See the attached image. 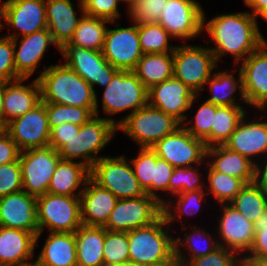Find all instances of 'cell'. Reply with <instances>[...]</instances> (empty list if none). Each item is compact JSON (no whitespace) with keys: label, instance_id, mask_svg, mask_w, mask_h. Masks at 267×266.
<instances>
[{"label":"cell","instance_id":"cell-1","mask_svg":"<svg viewBox=\"0 0 267 266\" xmlns=\"http://www.w3.org/2000/svg\"><path fill=\"white\" fill-rule=\"evenodd\" d=\"M202 31L207 32L215 44L209 47L216 61L231 55L236 66L256 51L265 40L257 30V19L248 11L217 14L207 21L203 12Z\"/></svg>","mask_w":267,"mask_h":266},{"label":"cell","instance_id":"cell-2","mask_svg":"<svg viewBox=\"0 0 267 266\" xmlns=\"http://www.w3.org/2000/svg\"><path fill=\"white\" fill-rule=\"evenodd\" d=\"M44 65L37 80L41 90V101L83 108H95L93 88L74 70L64 65Z\"/></svg>","mask_w":267,"mask_h":266},{"label":"cell","instance_id":"cell-3","mask_svg":"<svg viewBox=\"0 0 267 266\" xmlns=\"http://www.w3.org/2000/svg\"><path fill=\"white\" fill-rule=\"evenodd\" d=\"M171 228L161 215L151 225L128 231L129 261L145 266L173 262L175 236L172 234L176 228Z\"/></svg>","mask_w":267,"mask_h":266},{"label":"cell","instance_id":"cell-4","mask_svg":"<svg viewBox=\"0 0 267 266\" xmlns=\"http://www.w3.org/2000/svg\"><path fill=\"white\" fill-rule=\"evenodd\" d=\"M117 132L114 123L105 117L94 115L80 126L77 135L63 145L58 154L62 160L80 159V163L91 169L95 162L104 157L99 155L100 151L110 144Z\"/></svg>","mask_w":267,"mask_h":266},{"label":"cell","instance_id":"cell-5","mask_svg":"<svg viewBox=\"0 0 267 266\" xmlns=\"http://www.w3.org/2000/svg\"><path fill=\"white\" fill-rule=\"evenodd\" d=\"M102 111L105 118L118 126L127 116L148 104V89L134 71L119 70L102 94ZM118 121L112 115L128 111ZM111 116V117H109Z\"/></svg>","mask_w":267,"mask_h":266},{"label":"cell","instance_id":"cell-6","mask_svg":"<svg viewBox=\"0 0 267 266\" xmlns=\"http://www.w3.org/2000/svg\"><path fill=\"white\" fill-rule=\"evenodd\" d=\"M37 219L39 233L35 237V246L47 229L48 232L75 233L82 225L80 196L46 193L37 197Z\"/></svg>","mask_w":267,"mask_h":266},{"label":"cell","instance_id":"cell-7","mask_svg":"<svg viewBox=\"0 0 267 266\" xmlns=\"http://www.w3.org/2000/svg\"><path fill=\"white\" fill-rule=\"evenodd\" d=\"M218 62L209 47L185 43L173 52V77L182 81L195 94H201L207 80L218 69Z\"/></svg>","mask_w":267,"mask_h":266},{"label":"cell","instance_id":"cell-8","mask_svg":"<svg viewBox=\"0 0 267 266\" xmlns=\"http://www.w3.org/2000/svg\"><path fill=\"white\" fill-rule=\"evenodd\" d=\"M181 124L172 116L149 104L127 116L118 126L140 147L152 148L166 135L172 134Z\"/></svg>","mask_w":267,"mask_h":266},{"label":"cell","instance_id":"cell-9","mask_svg":"<svg viewBox=\"0 0 267 266\" xmlns=\"http://www.w3.org/2000/svg\"><path fill=\"white\" fill-rule=\"evenodd\" d=\"M125 156H104L94 163L90 169V177L118 199L139 198L146 195L129 159Z\"/></svg>","mask_w":267,"mask_h":266},{"label":"cell","instance_id":"cell-10","mask_svg":"<svg viewBox=\"0 0 267 266\" xmlns=\"http://www.w3.org/2000/svg\"><path fill=\"white\" fill-rule=\"evenodd\" d=\"M63 64L79 74L95 94V115L100 116L97 92L94 86L105 88L119 69L113 67L103 56L102 51L85 49L65 43L60 48Z\"/></svg>","mask_w":267,"mask_h":266},{"label":"cell","instance_id":"cell-11","mask_svg":"<svg viewBox=\"0 0 267 266\" xmlns=\"http://www.w3.org/2000/svg\"><path fill=\"white\" fill-rule=\"evenodd\" d=\"M60 160L58 151L50 146L20 151L23 191L36 197L46 194Z\"/></svg>","mask_w":267,"mask_h":266},{"label":"cell","instance_id":"cell-12","mask_svg":"<svg viewBox=\"0 0 267 266\" xmlns=\"http://www.w3.org/2000/svg\"><path fill=\"white\" fill-rule=\"evenodd\" d=\"M161 215L162 204L147 194L139 198L118 199L103 227L110 231L128 232L151 225Z\"/></svg>","mask_w":267,"mask_h":266},{"label":"cell","instance_id":"cell-13","mask_svg":"<svg viewBox=\"0 0 267 266\" xmlns=\"http://www.w3.org/2000/svg\"><path fill=\"white\" fill-rule=\"evenodd\" d=\"M203 12L197 0H167L158 23L174 40H191L203 32Z\"/></svg>","mask_w":267,"mask_h":266},{"label":"cell","instance_id":"cell-14","mask_svg":"<svg viewBox=\"0 0 267 266\" xmlns=\"http://www.w3.org/2000/svg\"><path fill=\"white\" fill-rule=\"evenodd\" d=\"M152 149L159 158L167 161L174 168L206 163L207 147L204 141L194 138L182 125L172 134L159 140Z\"/></svg>","mask_w":267,"mask_h":266},{"label":"cell","instance_id":"cell-15","mask_svg":"<svg viewBox=\"0 0 267 266\" xmlns=\"http://www.w3.org/2000/svg\"><path fill=\"white\" fill-rule=\"evenodd\" d=\"M115 22V28L109 29L108 26L104 46L103 56L115 68L119 70L133 71L143 52L140 47L138 24L121 27L118 21Z\"/></svg>","mask_w":267,"mask_h":266},{"label":"cell","instance_id":"cell-16","mask_svg":"<svg viewBox=\"0 0 267 266\" xmlns=\"http://www.w3.org/2000/svg\"><path fill=\"white\" fill-rule=\"evenodd\" d=\"M195 94L182 81L172 77L148 89V104L172 116L180 124L190 116L186 114L197 101Z\"/></svg>","mask_w":267,"mask_h":266},{"label":"cell","instance_id":"cell-17","mask_svg":"<svg viewBox=\"0 0 267 266\" xmlns=\"http://www.w3.org/2000/svg\"><path fill=\"white\" fill-rule=\"evenodd\" d=\"M5 24L8 25L9 31L10 27L15 29L6 35L12 39L46 29L45 0H12L2 4L1 29Z\"/></svg>","mask_w":267,"mask_h":266},{"label":"cell","instance_id":"cell-18","mask_svg":"<svg viewBox=\"0 0 267 266\" xmlns=\"http://www.w3.org/2000/svg\"><path fill=\"white\" fill-rule=\"evenodd\" d=\"M5 131L20 151L49 146L50 127L45 103L41 101L24 115L12 119Z\"/></svg>","mask_w":267,"mask_h":266},{"label":"cell","instance_id":"cell-19","mask_svg":"<svg viewBox=\"0 0 267 266\" xmlns=\"http://www.w3.org/2000/svg\"><path fill=\"white\" fill-rule=\"evenodd\" d=\"M221 215L216 217L219 246L245 257L252 248L255 229L254 224L229 204H221ZM222 209V210H221ZM244 254V255H243Z\"/></svg>","mask_w":267,"mask_h":266},{"label":"cell","instance_id":"cell-20","mask_svg":"<svg viewBox=\"0 0 267 266\" xmlns=\"http://www.w3.org/2000/svg\"><path fill=\"white\" fill-rule=\"evenodd\" d=\"M246 115L247 113L224 145L256 164L267 157V119L263 113L258 115L259 118L254 116L253 119Z\"/></svg>","mask_w":267,"mask_h":266},{"label":"cell","instance_id":"cell-21","mask_svg":"<svg viewBox=\"0 0 267 266\" xmlns=\"http://www.w3.org/2000/svg\"><path fill=\"white\" fill-rule=\"evenodd\" d=\"M240 63L236 66L241 71L247 106L259 109L267 102V41Z\"/></svg>","mask_w":267,"mask_h":266},{"label":"cell","instance_id":"cell-22","mask_svg":"<svg viewBox=\"0 0 267 266\" xmlns=\"http://www.w3.org/2000/svg\"><path fill=\"white\" fill-rule=\"evenodd\" d=\"M0 226L39 233L37 197L19 191L0 198Z\"/></svg>","mask_w":267,"mask_h":266},{"label":"cell","instance_id":"cell-23","mask_svg":"<svg viewBox=\"0 0 267 266\" xmlns=\"http://www.w3.org/2000/svg\"><path fill=\"white\" fill-rule=\"evenodd\" d=\"M20 39V40H19ZM19 42V43H18ZM14 63L16 73L21 78L29 79L40 66L44 54L49 46H57L49 30L43 29L29 35L13 39Z\"/></svg>","mask_w":267,"mask_h":266},{"label":"cell","instance_id":"cell-24","mask_svg":"<svg viewBox=\"0 0 267 266\" xmlns=\"http://www.w3.org/2000/svg\"><path fill=\"white\" fill-rule=\"evenodd\" d=\"M117 201L114 194L89 177L80 195L82 225L103 227Z\"/></svg>","mask_w":267,"mask_h":266},{"label":"cell","instance_id":"cell-25","mask_svg":"<svg viewBox=\"0 0 267 266\" xmlns=\"http://www.w3.org/2000/svg\"><path fill=\"white\" fill-rule=\"evenodd\" d=\"M78 17L71 0H45L47 29L59 48L68 43L84 13L83 1L78 0Z\"/></svg>","mask_w":267,"mask_h":266},{"label":"cell","instance_id":"cell-26","mask_svg":"<svg viewBox=\"0 0 267 266\" xmlns=\"http://www.w3.org/2000/svg\"><path fill=\"white\" fill-rule=\"evenodd\" d=\"M27 78H21L5 84L4 89V128L12 119L24 115L41 102L40 85L35 78L28 85Z\"/></svg>","mask_w":267,"mask_h":266},{"label":"cell","instance_id":"cell-27","mask_svg":"<svg viewBox=\"0 0 267 266\" xmlns=\"http://www.w3.org/2000/svg\"><path fill=\"white\" fill-rule=\"evenodd\" d=\"M35 235L21 229L0 226V263L22 266L35 257Z\"/></svg>","mask_w":267,"mask_h":266},{"label":"cell","instance_id":"cell-28","mask_svg":"<svg viewBox=\"0 0 267 266\" xmlns=\"http://www.w3.org/2000/svg\"><path fill=\"white\" fill-rule=\"evenodd\" d=\"M206 163L214 171L241 179L245 184L255 182L256 164L224 144L207 147Z\"/></svg>","mask_w":267,"mask_h":266},{"label":"cell","instance_id":"cell-29","mask_svg":"<svg viewBox=\"0 0 267 266\" xmlns=\"http://www.w3.org/2000/svg\"><path fill=\"white\" fill-rule=\"evenodd\" d=\"M89 177L90 169L80 161L61 159L52 175L47 193L80 196Z\"/></svg>","mask_w":267,"mask_h":266},{"label":"cell","instance_id":"cell-30","mask_svg":"<svg viewBox=\"0 0 267 266\" xmlns=\"http://www.w3.org/2000/svg\"><path fill=\"white\" fill-rule=\"evenodd\" d=\"M36 258L43 266H77L75 233L49 232Z\"/></svg>","mask_w":267,"mask_h":266},{"label":"cell","instance_id":"cell-31","mask_svg":"<svg viewBox=\"0 0 267 266\" xmlns=\"http://www.w3.org/2000/svg\"><path fill=\"white\" fill-rule=\"evenodd\" d=\"M238 70L237 71V78L234 76L233 73L234 69L232 71L229 70H223V71H217L215 72L206 82V86L209 87L208 91H210V96L206 100L208 102H211L214 105L217 106H235V107H244V105L247 106L246 100L244 98L243 94V88H242V75L240 69H238L237 66H235ZM208 84V85H207ZM238 100L235 99L234 96L235 93H237ZM244 103L243 106H241V102Z\"/></svg>","mask_w":267,"mask_h":266},{"label":"cell","instance_id":"cell-32","mask_svg":"<svg viewBox=\"0 0 267 266\" xmlns=\"http://www.w3.org/2000/svg\"><path fill=\"white\" fill-rule=\"evenodd\" d=\"M194 226L191 228L192 230L190 229V233L184 231L183 238L179 235L174 238L175 260L179 266H186L191 260L205 256L219 247L217 236L213 237L209 230L207 231L201 226H198L199 228L197 225ZM183 248L186 252L183 251Z\"/></svg>","mask_w":267,"mask_h":266},{"label":"cell","instance_id":"cell-33","mask_svg":"<svg viewBox=\"0 0 267 266\" xmlns=\"http://www.w3.org/2000/svg\"><path fill=\"white\" fill-rule=\"evenodd\" d=\"M77 266H104L105 228L81 225L75 231Z\"/></svg>","mask_w":267,"mask_h":266},{"label":"cell","instance_id":"cell-34","mask_svg":"<svg viewBox=\"0 0 267 266\" xmlns=\"http://www.w3.org/2000/svg\"><path fill=\"white\" fill-rule=\"evenodd\" d=\"M143 85H153L173 77V52L143 54L133 70Z\"/></svg>","mask_w":267,"mask_h":266},{"label":"cell","instance_id":"cell-35","mask_svg":"<svg viewBox=\"0 0 267 266\" xmlns=\"http://www.w3.org/2000/svg\"><path fill=\"white\" fill-rule=\"evenodd\" d=\"M205 190L187 191L184 193H178L172 198H166L165 202L162 204V215L165 217L167 224L173 225L176 220H181V224L184 225L182 218L188 219V216L193 217L194 214L200 209H202L203 201L207 196ZM168 199V200H167ZM174 205V206H173ZM202 205V206H201ZM173 209V211H172ZM185 215V216H184Z\"/></svg>","mask_w":267,"mask_h":266},{"label":"cell","instance_id":"cell-36","mask_svg":"<svg viewBox=\"0 0 267 266\" xmlns=\"http://www.w3.org/2000/svg\"><path fill=\"white\" fill-rule=\"evenodd\" d=\"M110 23L112 24L114 21L84 14L69 43L85 49L102 51L108 28L106 25Z\"/></svg>","mask_w":267,"mask_h":266},{"label":"cell","instance_id":"cell-37","mask_svg":"<svg viewBox=\"0 0 267 266\" xmlns=\"http://www.w3.org/2000/svg\"><path fill=\"white\" fill-rule=\"evenodd\" d=\"M229 205L254 224L267 209V194L255 182L249 183Z\"/></svg>","mask_w":267,"mask_h":266},{"label":"cell","instance_id":"cell-38","mask_svg":"<svg viewBox=\"0 0 267 266\" xmlns=\"http://www.w3.org/2000/svg\"><path fill=\"white\" fill-rule=\"evenodd\" d=\"M205 166L208 167L203 168L207 169L205 180L207 179L208 184L206 185L208 186L205 191L207 195L213 196L219 204H229L246 185L241 179L214 171L207 163Z\"/></svg>","mask_w":267,"mask_h":266},{"label":"cell","instance_id":"cell-39","mask_svg":"<svg viewBox=\"0 0 267 266\" xmlns=\"http://www.w3.org/2000/svg\"><path fill=\"white\" fill-rule=\"evenodd\" d=\"M246 113L245 107L216 105L211 130V146L225 144Z\"/></svg>","mask_w":267,"mask_h":266},{"label":"cell","instance_id":"cell-40","mask_svg":"<svg viewBox=\"0 0 267 266\" xmlns=\"http://www.w3.org/2000/svg\"><path fill=\"white\" fill-rule=\"evenodd\" d=\"M140 47L143 54L174 52L176 45H171L174 38L159 24L138 25Z\"/></svg>","mask_w":267,"mask_h":266},{"label":"cell","instance_id":"cell-41","mask_svg":"<svg viewBox=\"0 0 267 266\" xmlns=\"http://www.w3.org/2000/svg\"><path fill=\"white\" fill-rule=\"evenodd\" d=\"M215 113L216 105L205 100L198 106L197 111L194 112V116L192 115L191 119L187 117L181 125L194 138L203 140L206 147H211V130Z\"/></svg>","mask_w":267,"mask_h":266},{"label":"cell","instance_id":"cell-42","mask_svg":"<svg viewBox=\"0 0 267 266\" xmlns=\"http://www.w3.org/2000/svg\"><path fill=\"white\" fill-rule=\"evenodd\" d=\"M45 110L50 130L63 123L81 126L95 115V108H83L56 103H45Z\"/></svg>","mask_w":267,"mask_h":266},{"label":"cell","instance_id":"cell-43","mask_svg":"<svg viewBox=\"0 0 267 266\" xmlns=\"http://www.w3.org/2000/svg\"><path fill=\"white\" fill-rule=\"evenodd\" d=\"M104 266H118L129 261L128 232L105 229Z\"/></svg>","mask_w":267,"mask_h":266},{"label":"cell","instance_id":"cell-44","mask_svg":"<svg viewBox=\"0 0 267 266\" xmlns=\"http://www.w3.org/2000/svg\"><path fill=\"white\" fill-rule=\"evenodd\" d=\"M199 166L203 167L202 164H199L190 167L175 168L169 180L168 194L174 196L187 191L205 190V182L202 181V176L204 175L202 171L201 173L199 172L201 169Z\"/></svg>","mask_w":267,"mask_h":266},{"label":"cell","instance_id":"cell-45","mask_svg":"<svg viewBox=\"0 0 267 266\" xmlns=\"http://www.w3.org/2000/svg\"><path fill=\"white\" fill-rule=\"evenodd\" d=\"M138 155L130 159L134 174L147 195L152 196L157 154L152 148L140 147Z\"/></svg>","mask_w":267,"mask_h":266},{"label":"cell","instance_id":"cell-46","mask_svg":"<svg viewBox=\"0 0 267 266\" xmlns=\"http://www.w3.org/2000/svg\"><path fill=\"white\" fill-rule=\"evenodd\" d=\"M166 2L167 0H136L127 15L132 23L138 25L158 23Z\"/></svg>","mask_w":267,"mask_h":266},{"label":"cell","instance_id":"cell-47","mask_svg":"<svg viewBox=\"0 0 267 266\" xmlns=\"http://www.w3.org/2000/svg\"><path fill=\"white\" fill-rule=\"evenodd\" d=\"M23 190L19 159L0 165V198Z\"/></svg>","mask_w":267,"mask_h":266},{"label":"cell","instance_id":"cell-48","mask_svg":"<svg viewBox=\"0 0 267 266\" xmlns=\"http://www.w3.org/2000/svg\"><path fill=\"white\" fill-rule=\"evenodd\" d=\"M21 79L16 73L14 63L13 39L4 35L0 37V81L11 82Z\"/></svg>","mask_w":267,"mask_h":266},{"label":"cell","instance_id":"cell-49","mask_svg":"<svg viewBox=\"0 0 267 266\" xmlns=\"http://www.w3.org/2000/svg\"><path fill=\"white\" fill-rule=\"evenodd\" d=\"M174 169L171 164L157 156L154 179L152 180V197L160 204L165 202V198L161 197V194L166 192L164 196H169L166 194H168L169 180Z\"/></svg>","mask_w":267,"mask_h":266},{"label":"cell","instance_id":"cell-50","mask_svg":"<svg viewBox=\"0 0 267 266\" xmlns=\"http://www.w3.org/2000/svg\"><path fill=\"white\" fill-rule=\"evenodd\" d=\"M84 13L88 16L117 21L119 12L118 0H82Z\"/></svg>","mask_w":267,"mask_h":266},{"label":"cell","instance_id":"cell-51","mask_svg":"<svg viewBox=\"0 0 267 266\" xmlns=\"http://www.w3.org/2000/svg\"><path fill=\"white\" fill-rule=\"evenodd\" d=\"M255 238L245 259H267V209L254 223Z\"/></svg>","mask_w":267,"mask_h":266},{"label":"cell","instance_id":"cell-52","mask_svg":"<svg viewBox=\"0 0 267 266\" xmlns=\"http://www.w3.org/2000/svg\"><path fill=\"white\" fill-rule=\"evenodd\" d=\"M240 257L222 246L205 256L191 260L186 266H233Z\"/></svg>","mask_w":267,"mask_h":266},{"label":"cell","instance_id":"cell-53","mask_svg":"<svg viewBox=\"0 0 267 266\" xmlns=\"http://www.w3.org/2000/svg\"><path fill=\"white\" fill-rule=\"evenodd\" d=\"M80 130V126L72 123H63L50 130L49 146L58 151L63 145Z\"/></svg>","mask_w":267,"mask_h":266},{"label":"cell","instance_id":"cell-54","mask_svg":"<svg viewBox=\"0 0 267 266\" xmlns=\"http://www.w3.org/2000/svg\"><path fill=\"white\" fill-rule=\"evenodd\" d=\"M20 150L11 136L4 131L0 134V165L15 162L19 159Z\"/></svg>","mask_w":267,"mask_h":266},{"label":"cell","instance_id":"cell-55","mask_svg":"<svg viewBox=\"0 0 267 266\" xmlns=\"http://www.w3.org/2000/svg\"><path fill=\"white\" fill-rule=\"evenodd\" d=\"M255 183L267 194V157L256 163Z\"/></svg>","mask_w":267,"mask_h":266},{"label":"cell","instance_id":"cell-56","mask_svg":"<svg viewBox=\"0 0 267 266\" xmlns=\"http://www.w3.org/2000/svg\"><path fill=\"white\" fill-rule=\"evenodd\" d=\"M244 4L251 8V13L256 17L263 9L267 7V0H244Z\"/></svg>","mask_w":267,"mask_h":266},{"label":"cell","instance_id":"cell-57","mask_svg":"<svg viewBox=\"0 0 267 266\" xmlns=\"http://www.w3.org/2000/svg\"><path fill=\"white\" fill-rule=\"evenodd\" d=\"M7 82L0 81V124L4 127V89Z\"/></svg>","mask_w":267,"mask_h":266},{"label":"cell","instance_id":"cell-58","mask_svg":"<svg viewBox=\"0 0 267 266\" xmlns=\"http://www.w3.org/2000/svg\"><path fill=\"white\" fill-rule=\"evenodd\" d=\"M258 17H261L263 20H265V22L267 23V7L265 9H263L257 16H256V19H257V30L259 32V35L265 40V37L264 35L262 34V32L260 31V28H259V22H258Z\"/></svg>","mask_w":267,"mask_h":266},{"label":"cell","instance_id":"cell-59","mask_svg":"<svg viewBox=\"0 0 267 266\" xmlns=\"http://www.w3.org/2000/svg\"><path fill=\"white\" fill-rule=\"evenodd\" d=\"M233 266H257V265L254 262L245 259L244 257H240Z\"/></svg>","mask_w":267,"mask_h":266},{"label":"cell","instance_id":"cell-60","mask_svg":"<svg viewBox=\"0 0 267 266\" xmlns=\"http://www.w3.org/2000/svg\"><path fill=\"white\" fill-rule=\"evenodd\" d=\"M254 262L257 266H267V259H247Z\"/></svg>","mask_w":267,"mask_h":266},{"label":"cell","instance_id":"cell-61","mask_svg":"<svg viewBox=\"0 0 267 266\" xmlns=\"http://www.w3.org/2000/svg\"><path fill=\"white\" fill-rule=\"evenodd\" d=\"M136 0H118L119 3H126L125 8L126 11H129V9L134 5Z\"/></svg>","mask_w":267,"mask_h":266},{"label":"cell","instance_id":"cell-62","mask_svg":"<svg viewBox=\"0 0 267 266\" xmlns=\"http://www.w3.org/2000/svg\"><path fill=\"white\" fill-rule=\"evenodd\" d=\"M118 266H145V265L138 264L137 262L127 261V262H125L121 265H118Z\"/></svg>","mask_w":267,"mask_h":266},{"label":"cell","instance_id":"cell-63","mask_svg":"<svg viewBox=\"0 0 267 266\" xmlns=\"http://www.w3.org/2000/svg\"><path fill=\"white\" fill-rule=\"evenodd\" d=\"M256 111H259V112H262V113H264L263 115L264 116H267V102L264 104V105H262L258 110H256ZM266 111V112H265ZM266 113V114H265Z\"/></svg>","mask_w":267,"mask_h":266},{"label":"cell","instance_id":"cell-64","mask_svg":"<svg viewBox=\"0 0 267 266\" xmlns=\"http://www.w3.org/2000/svg\"><path fill=\"white\" fill-rule=\"evenodd\" d=\"M155 266H179V264L176 260H174L173 262H170V263H165V264H160V265H155Z\"/></svg>","mask_w":267,"mask_h":266},{"label":"cell","instance_id":"cell-65","mask_svg":"<svg viewBox=\"0 0 267 266\" xmlns=\"http://www.w3.org/2000/svg\"><path fill=\"white\" fill-rule=\"evenodd\" d=\"M22 266H43V265H41L40 263H38L36 260L32 263V261L31 262H29V263H26V264H24V265H22Z\"/></svg>","mask_w":267,"mask_h":266},{"label":"cell","instance_id":"cell-66","mask_svg":"<svg viewBox=\"0 0 267 266\" xmlns=\"http://www.w3.org/2000/svg\"><path fill=\"white\" fill-rule=\"evenodd\" d=\"M9 1H12V0H3V1L0 0V6H2V4L7 3Z\"/></svg>","mask_w":267,"mask_h":266},{"label":"cell","instance_id":"cell-67","mask_svg":"<svg viewBox=\"0 0 267 266\" xmlns=\"http://www.w3.org/2000/svg\"><path fill=\"white\" fill-rule=\"evenodd\" d=\"M5 131V128L0 124V134Z\"/></svg>","mask_w":267,"mask_h":266},{"label":"cell","instance_id":"cell-68","mask_svg":"<svg viewBox=\"0 0 267 266\" xmlns=\"http://www.w3.org/2000/svg\"><path fill=\"white\" fill-rule=\"evenodd\" d=\"M0 30H1V6H0Z\"/></svg>","mask_w":267,"mask_h":266}]
</instances>
